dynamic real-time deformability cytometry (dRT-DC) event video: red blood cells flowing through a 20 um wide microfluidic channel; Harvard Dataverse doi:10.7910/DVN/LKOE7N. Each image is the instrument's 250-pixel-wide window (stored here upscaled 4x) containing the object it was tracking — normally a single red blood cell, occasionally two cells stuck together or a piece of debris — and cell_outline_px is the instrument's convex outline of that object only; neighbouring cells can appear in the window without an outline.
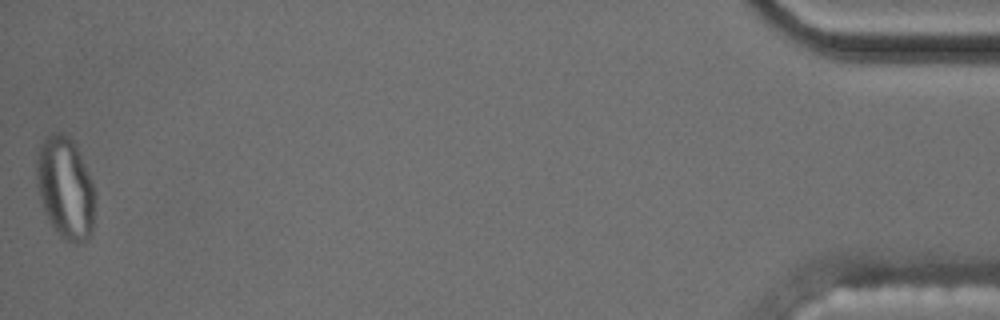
{"species": "common noctule bat (a hibernating species)", "species_latin": "Nyctalus noctula", "temperature_condition": "cold", "stored_images_in_passage": 52, "segment_of_instrument_passage": [2, 2], "camera_frame_rate_fps": 3000, "um_per_image_px": 0.085, "animal": {"sex": "male", "body_mass_g": 17.5, "forearm_length_mm": 52.3}, "frame": {"image": 1, "passage_image": 52, "time_ms": 17.0, "image_size_px": [1000, 320], "cell_outline_px": [[96, 196], [92, 232], [84, 240], [68, 240], [60, 236], [56, 232], [44, 208], [36, 184], [36, 160], [40, 144], [52, 132], [60, 132], [68, 136], [72, 140], [80, 156], [96, 192]], "centroid_in_image_um": [5.55, 15.94], "position_along_channel_um": 429.6, "area_um2": 34.1}}